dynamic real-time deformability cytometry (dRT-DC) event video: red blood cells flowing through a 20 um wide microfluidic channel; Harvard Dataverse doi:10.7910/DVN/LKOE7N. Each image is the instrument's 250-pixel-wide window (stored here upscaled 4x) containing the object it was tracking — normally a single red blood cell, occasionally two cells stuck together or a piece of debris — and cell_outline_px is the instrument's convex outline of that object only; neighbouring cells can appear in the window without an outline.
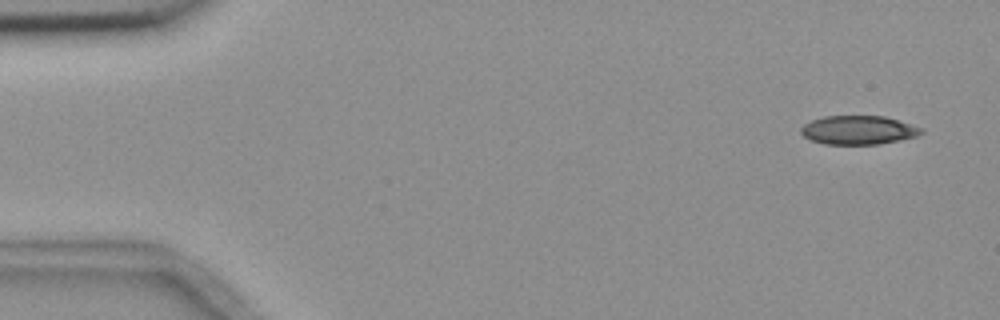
{"species": "common noctule bat (a hibernating species)", "species_latin": "Nyctalus noctula", "temperature_condition": "room temperature", "stored_images_in_passage": 3, "camera_frame_rate_fps": 3000, "um_per_image_px": 0.085, "animal": {"sex": "female", "body_mass_g": 18.4}, "frame": {"image": 1, "passage_image": 1, "time_ms": 0.0, "image_size_px": [1000, 320], "cell_outline_px": [[924, 132], [916, 136], [880, 144], [824, 144], [808, 140], [800, 132], [800, 128], [804, 124], [812, 120], [824, 116], [884, 116], [912, 124], [924, 128]], "centroid_in_image_um": [72.95, 11.05], "position_along_channel_um": 12.1, "area_um2": 20.29}}